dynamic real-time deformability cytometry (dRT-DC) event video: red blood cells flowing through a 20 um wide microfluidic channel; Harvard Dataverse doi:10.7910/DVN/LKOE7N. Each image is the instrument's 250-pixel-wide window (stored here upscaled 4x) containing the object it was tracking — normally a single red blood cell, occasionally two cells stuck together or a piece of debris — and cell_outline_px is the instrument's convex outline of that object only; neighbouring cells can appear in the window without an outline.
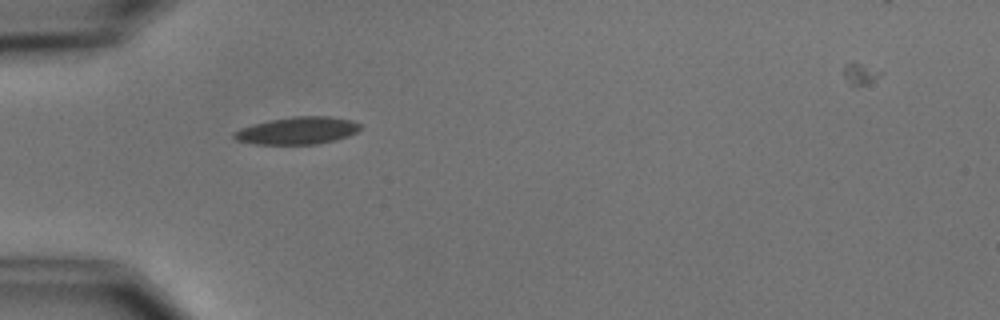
{"species": "common noctule bat (a hibernating species)", "species_latin": "Nyctalus noctula", "temperature_condition": "cold", "stored_images_in_passage": 3, "camera_frame_rate_fps": 3000, "um_per_image_px": 0.085, "animal": {"sex": "male", "body_mass_g": 15.6}, "frame": {"image": 1, "passage_image": 2, "time_ms": 1.333, "image_size_px": [1000, 320], "cell_outline_px": [[360, 128], [356, 132], [348, 136], [336, 140], [316, 144], [256, 144], [236, 140], [232, 136], [232, 132], [240, 128], [268, 120], [292, 116], [328, 116], [352, 120], [360, 124]], "centroid_in_image_um": [25.26, 11.1], "position_along_channel_um": 59.7, "area_um2": 20.17}}